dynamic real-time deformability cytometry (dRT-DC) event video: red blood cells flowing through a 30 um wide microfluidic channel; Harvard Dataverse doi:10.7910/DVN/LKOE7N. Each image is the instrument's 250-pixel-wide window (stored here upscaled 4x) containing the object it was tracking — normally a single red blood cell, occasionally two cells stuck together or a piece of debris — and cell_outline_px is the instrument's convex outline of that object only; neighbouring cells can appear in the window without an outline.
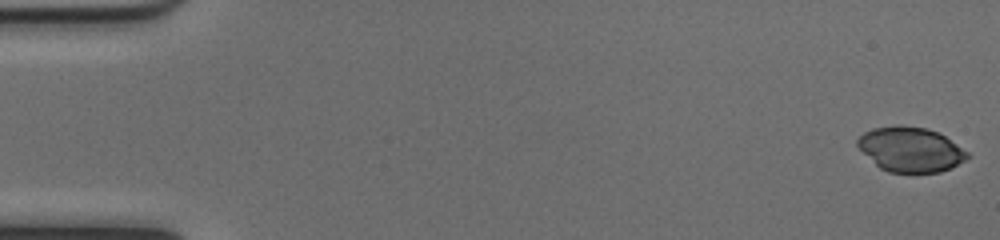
{"species": "common noctule bat (a hibernating species)", "species_latin": "Nyctalus noctula", "temperature_condition": "cold", "stored_images_in_passage": 51, "camera_frame_rate_fps": 3000, "um_per_image_px": 0.085, "animal": {"sex": "female", "body_mass_g": 17.0, "forearm_length_mm": 48.0}, "frame": {"image": 1, "passage_image": 1, "time_ms": 0.0, "image_size_px": [1000, 240], "cell_outline_px": [[968, 156], [964, 160], [940, 172], [888, 172], [880, 168], [856, 144], [856, 140], [864, 132], [872, 128], [896, 124], [900, 124], [924, 128], [936, 132], [944, 136], [968, 152]], "centroid_in_image_um": [77.35, 12.68], "position_along_channel_um": 7.7, "area_um2": 28.21}}
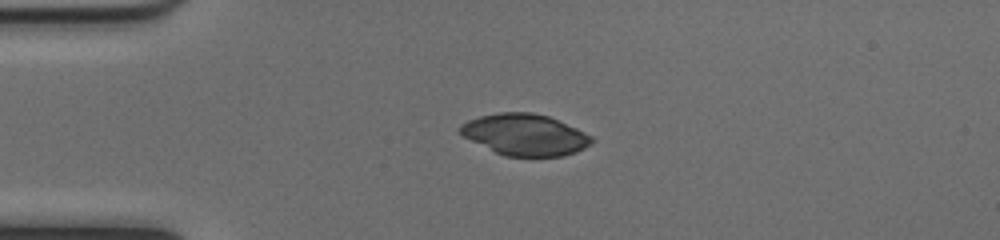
{"frame": {"image": 2, "passage_image": 13, "time_ms": 4.0, "image_size_px": [1000, 240], "cell_outline_px": [[596, 140], [584, 148], [576, 152], [564, 156], [504, 156], [464, 136], [460, 132], [460, 124], [468, 120], [480, 116], [496, 112], [532, 112], [548, 116], [576, 128], [592, 136]], "centroid_in_image_um": [44.65, 11.44], "position_along_channel_um": 40.4, "area_um2": 31.5}}